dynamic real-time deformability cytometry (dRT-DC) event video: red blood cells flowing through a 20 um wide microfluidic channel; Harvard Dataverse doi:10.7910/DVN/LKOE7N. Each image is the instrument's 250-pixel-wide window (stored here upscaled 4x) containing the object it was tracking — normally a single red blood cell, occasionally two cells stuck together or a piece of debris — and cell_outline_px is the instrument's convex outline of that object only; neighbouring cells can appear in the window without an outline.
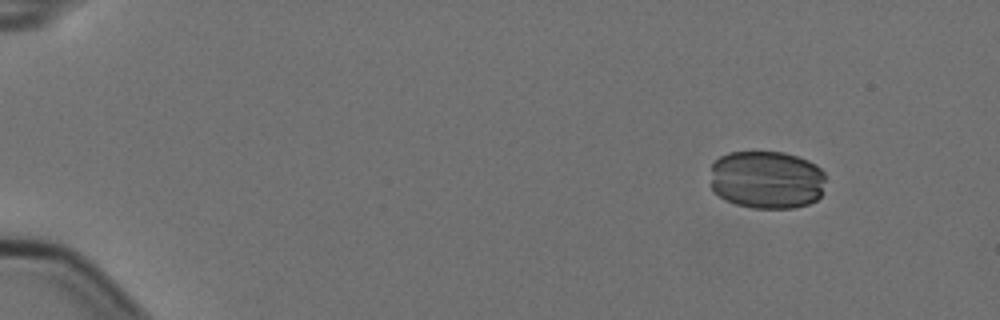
{"species": "Egyptian fruit bat (a non-hibernating species)", "species_latin": "Rousettus aegyptiacus", "temperature_condition": "cold", "stored_images_in_passage": 6, "camera_frame_rate_fps": 3000, "um_per_image_px": 0.085, "animal": {"sex": "female"}, "frame": {"image": 1, "passage_image": 2, "time_ms": 0.333, "image_size_px": [1000, 320], "cell_outline_px": [[824, 180], [820, 196], [816, 200], [808, 204], [792, 208], [752, 208], [736, 204], [724, 200], [712, 192], [712, 164], [720, 156], [728, 152], [784, 152], [808, 160], [816, 164], [824, 172]], "centroid_in_image_um": [65.16, 15.28], "position_along_channel_um": 19.8, "area_um2": 39.3}}